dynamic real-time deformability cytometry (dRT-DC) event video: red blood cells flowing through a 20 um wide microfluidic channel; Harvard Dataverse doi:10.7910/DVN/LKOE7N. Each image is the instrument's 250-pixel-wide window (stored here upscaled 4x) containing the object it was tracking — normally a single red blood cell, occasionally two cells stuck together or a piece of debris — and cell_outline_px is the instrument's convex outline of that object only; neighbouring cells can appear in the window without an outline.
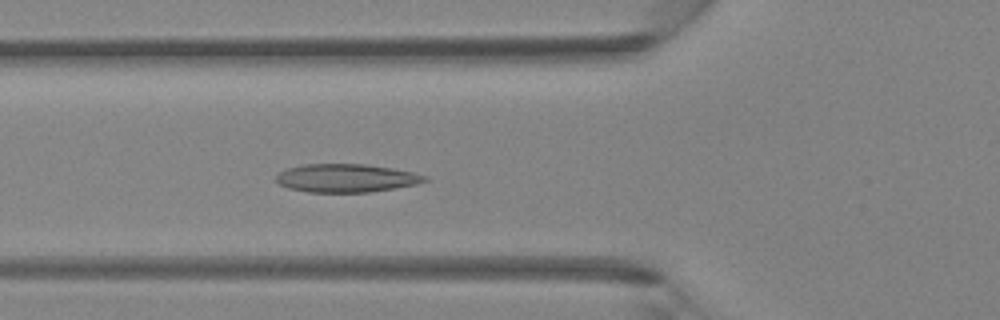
{"species": "Egyptian fruit bat (a non-hibernating species)", "species_latin": "Rousettus aegyptiacus", "temperature_condition": "room temperature", "stored_images_in_passage": 43, "camera_frame_rate_fps": 3000, "um_per_image_px": 0.085, "animal": {"sex": "female"}, "frame": {"image": 1, "passage_image": 15, "time_ms": 4.667, "image_size_px": [1000, 320], "cell_outline_px": [[428, 180], [416, 184], [396, 188], [368, 192], [308, 192], [288, 188], [280, 184], [276, 180], [276, 176], [280, 172], [288, 168], [304, 164], [368, 164], [392, 168], [412, 172], [428, 176]], "centroid_in_image_um": [29.44, 15.13], "position_along_channel_um": 96.4, "area_um2": 24.45}}
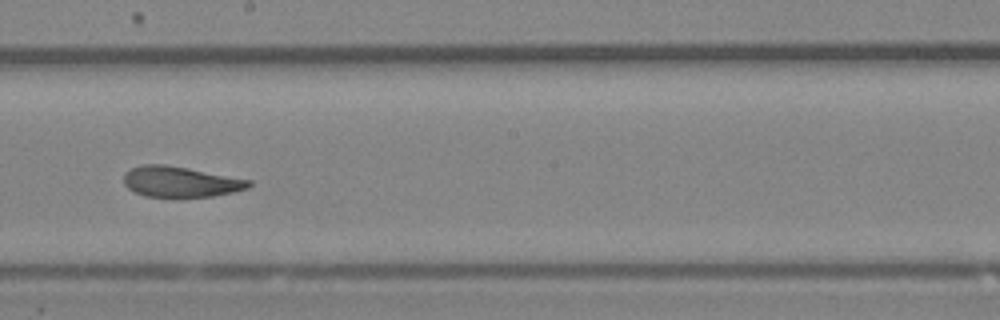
{"frame": {"image": 2, "passage_image": 24, "time_ms": 7.667, "image_size_px": [1000, 320], "cell_outline_px": [[252, 184], [248, 188], [232, 192], [212, 196], [144, 196], [132, 192], [124, 184], [124, 172], [132, 168], [144, 164], [164, 164], [188, 168], [252, 180]], "centroid_in_image_um": [15.32, 15.44], "position_along_channel_um": 232.9, "area_um2": 22.2}}
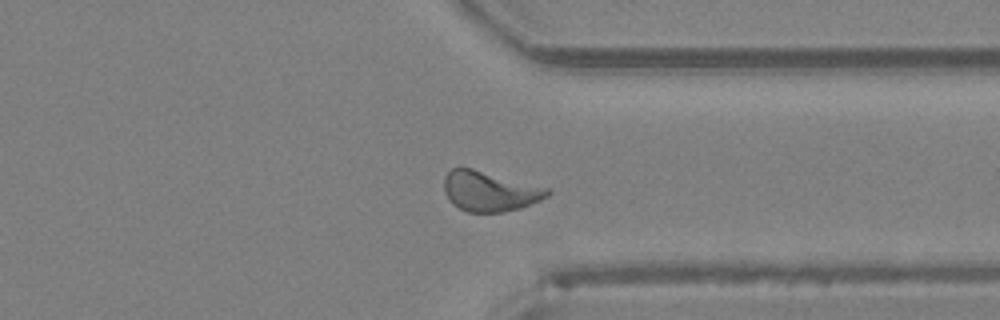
{"frame": {"image": 3, "passage_image": 33, "time_ms": 10.667, "image_size_px": [1000, 320], "cell_outline_px": [[552, 192], [548, 196], [540, 200], [520, 208], [504, 212], [468, 212], [452, 204], [444, 192], [444, 176], [452, 168], [472, 168], [548, 188]], "centroid_in_image_um": [41.61, 16.26], "position_along_channel_um": 369.8, "area_um2": 23.99}}